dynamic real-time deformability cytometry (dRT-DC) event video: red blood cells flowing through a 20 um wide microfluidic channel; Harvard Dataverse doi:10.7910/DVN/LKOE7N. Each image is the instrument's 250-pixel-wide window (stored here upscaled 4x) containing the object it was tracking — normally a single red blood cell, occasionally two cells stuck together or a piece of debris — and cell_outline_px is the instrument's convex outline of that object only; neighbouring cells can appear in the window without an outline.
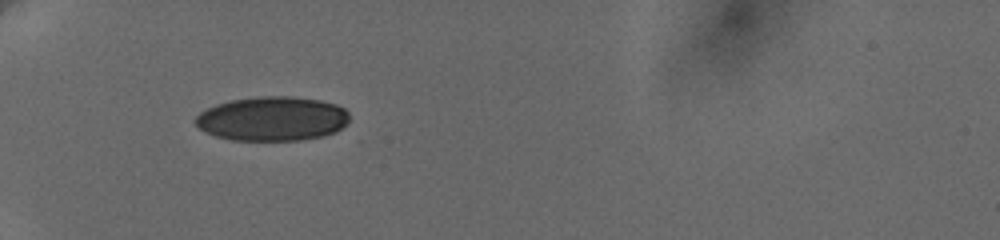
{"species": "human", "species_latin": "Homo sapiens", "temperature_condition": "cold", "stored_images_in_passage": 5, "camera_frame_rate_fps": 3000, "um_per_image_px": 0.085, "donor": {"sex": "female"}, "frame": {"image": 1, "passage_image": 1, "time_ms": 0.0, "image_size_px": [1000, 240], "cell_outline_px": [[348, 120], [336, 132], [324, 136], [300, 140], [232, 140], [216, 136], [200, 128], [192, 120], [200, 112], [216, 104], [232, 100], [256, 96], [292, 96], [320, 100], [336, 104], [344, 108], [348, 112]], "centroid_in_image_um": [23.14, 10.08], "position_along_channel_um": 61.9, "area_um2": 39.77}}
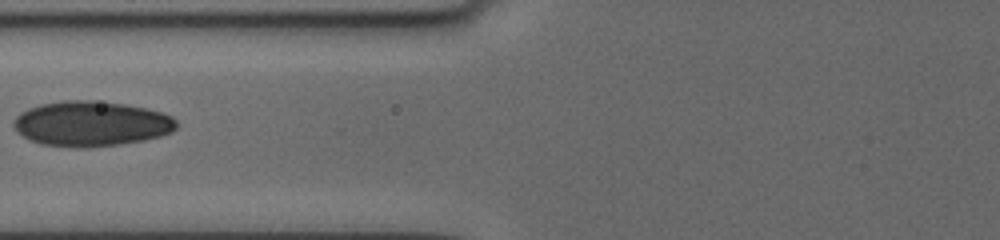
{"frame": {"image": 2, "passage_image": 3, "time_ms": 2.0, "image_size_px": [1000, 240], "cell_outline_px": [[176, 128], [172, 132], [160, 136], [144, 140], [120, 144], [88, 148], [80, 148], [40, 144], [28, 140], [16, 132], [12, 124], [16, 116], [20, 112], [28, 108], [40, 104], [64, 100], [92, 100], [124, 104], [148, 108], [172, 116], [176, 120]], "centroid_in_image_um": [7.72, 10.52], "position_along_channel_um": 118.1, "area_um2": 43.23}}
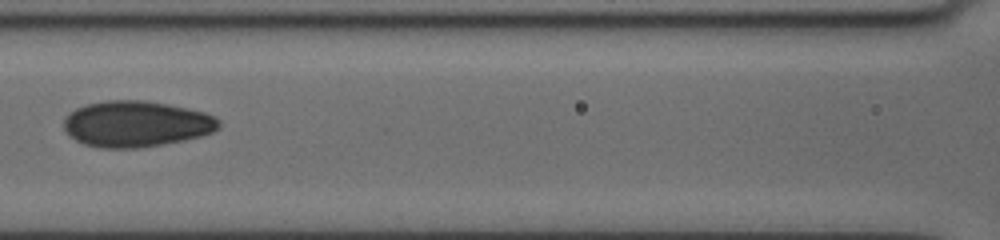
{"frame": {"image": 3, "passage_image": 4, "time_ms": 3.0, "image_size_px": [1000, 240], "cell_outline_px": [[220, 124], [212, 132], [200, 136], [184, 140], [140, 148], [100, 148], [84, 144], [68, 136], [64, 128], [64, 116], [68, 112], [76, 108], [88, 104], [108, 100], [144, 100], [168, 104], [204, 112], [220, 120]], "centroid_in_image_um": [11.53, 10.53], "position_along_channel_um": 155.1, "area_um2": 41.62}}